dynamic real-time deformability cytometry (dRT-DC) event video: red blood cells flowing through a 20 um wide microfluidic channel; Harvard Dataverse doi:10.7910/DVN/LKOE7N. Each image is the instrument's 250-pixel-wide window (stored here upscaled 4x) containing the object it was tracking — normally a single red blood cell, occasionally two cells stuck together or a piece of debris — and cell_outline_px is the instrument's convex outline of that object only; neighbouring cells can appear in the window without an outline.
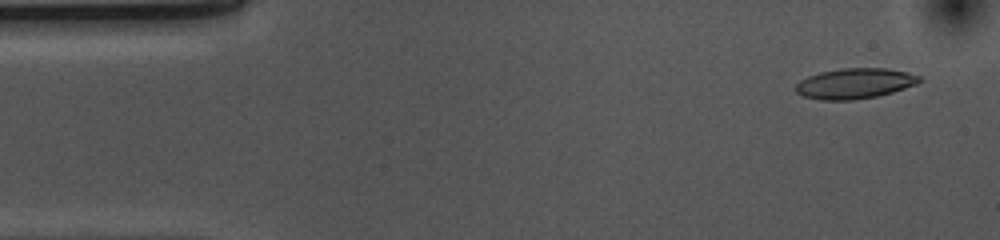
{"species": "common noctule bat (a hibernating species)", "species_latin": "Nyctalus noctula", "temperature_condition": "cold", "stored_images_in_passage": 52, "camera_frame_rate_fps": 3000, "um_per_image_px": 0.085, "animal": {"sex": "female", "body_mass_g": 10.0, "forearm_length_mm": 53.1}, "frame": {"image": 1, "passage_image": 3, "time_ms": 0.667, "image_size_px": [1000, 240], "cell_outline_px": [[920, 80], [916, 84], [892, 92], [876, 96], [852, 100], [820, 100], [804, 96], [796, 92], [796, 84], [800, 80], [808, 76], [820, 72], [840, 68], [888, 68], [908, 72], [920, 76]], "centroid_in_image_um": [72.64, 7.09], "position_along_channel_um": 12.4, "area_um2": 21.85}}
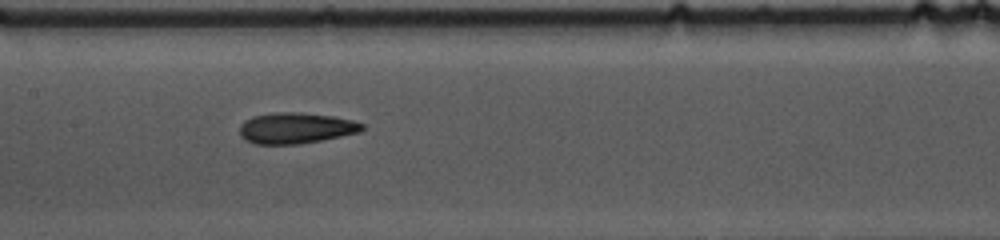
{"frame": {"image": 2, "passage_image": 24, "time_ms": 7.667, "image_size_px": [1000, 240], "cell_outline_px": [[364, 128], [360, 132], [300, 144], [256, 144], [244, 140], [240, 136], [240, 124], [244, 120], [252, 116], [276, 112], [300, 112], [332, 116], [352, 120], [364, 124]], "centroid_in_image_um": [25.11, 10.88], "position_along_channel_um": 182.3, "area_um2": 22.14}}
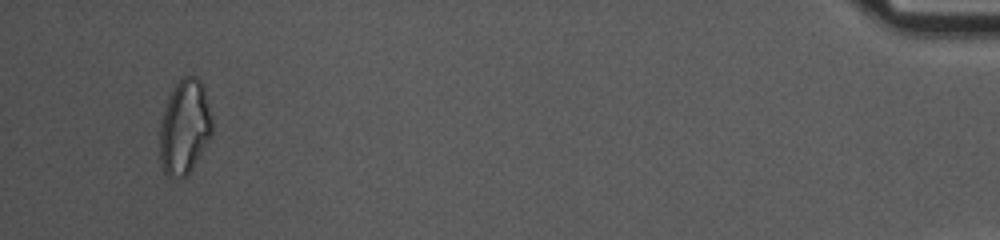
{"frame": {"image": 3, "passage_image": 50, "time_ms": 16.333, "image_size_px": [1000, 240], "cell_outline_px": [[212, 132], [208, 140], [192, 168], [184, 176], [168, 176], [164, 172], [160, 160], [160, 124], [164, 108], [168, 96], [176, 84], [184, 76], [196, 76], [204, 84], [212, 120]], "centroid_in_image_um": [15.69, 10.75], "position_along_channel_um": 419.5, "area_um2": 28.61}, "authors_computed_cell_mechanics": {"area_um2": 21.8484, "velocity_mm_per_s": 3.7087, "shape_relaxation_time_tau1_ms": 6.3344, "shape_relaxation_time_tau2_ms": 3.4527, "deformation_change_tau1": 0.1882, "deformation_change_tau2": 0.124}}